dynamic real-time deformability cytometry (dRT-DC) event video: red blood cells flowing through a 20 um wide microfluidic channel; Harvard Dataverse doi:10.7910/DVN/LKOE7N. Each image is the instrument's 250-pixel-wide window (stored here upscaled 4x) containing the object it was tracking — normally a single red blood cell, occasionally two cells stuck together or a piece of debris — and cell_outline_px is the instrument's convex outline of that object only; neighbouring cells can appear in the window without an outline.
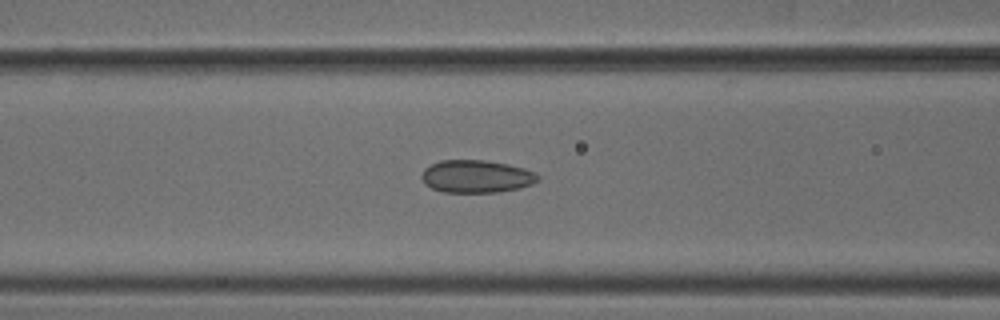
{"species": "common noctule bat (a hibernating species)", "species_latin": "Nyctalus noctula", "temperature_condition": "cold", "stored_images_in_passage": 51, "camera_frame_rate_fps": 3000, "um_per_image_px": 0.085, "animal": {"sex": "male", "body_mass_g": 18.8}, "frame": {"image": 1, "passage_image": 21, "time_ms": 6.667, "image_size_px": [1000, 320], "cell_outline_px": [[540, 180], [532, 184], [520, 188], [500, 192], [444, 192], [432, 188], [424, 184], [420, 176], [424, 168], [440, 160], [484, 160], [508, 164], [524, 168], [536, 172], [540, 176]], "centroid_in_image_um": [40.51, 14.99], "position_along_channel_um": 126.1, "area_um2": 22.37}}
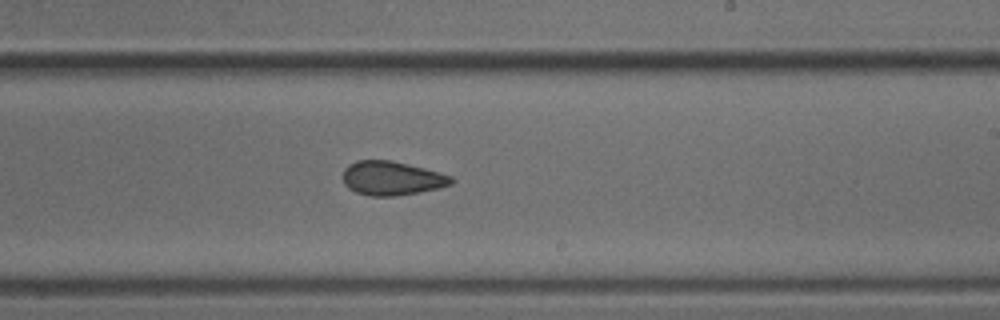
{"frame": {"image": 2, "passage_image": 31, "time_ms": 10.0, "image_size_px": [1000, 320], "cell_outline_px": [[456, 180], [452, 184], [440, 188], [420, 192], [396, 196], [368, 196], [356, 192], [348, 188], [344, 184], [344, 168], [348, 164], [356, 160], [392, 160], [440, 172], [452, 176]], "centroid_in_image_um": [33.32, 15.15], "position_along_channel_um": 255.7, "area_um2": 21.73}}
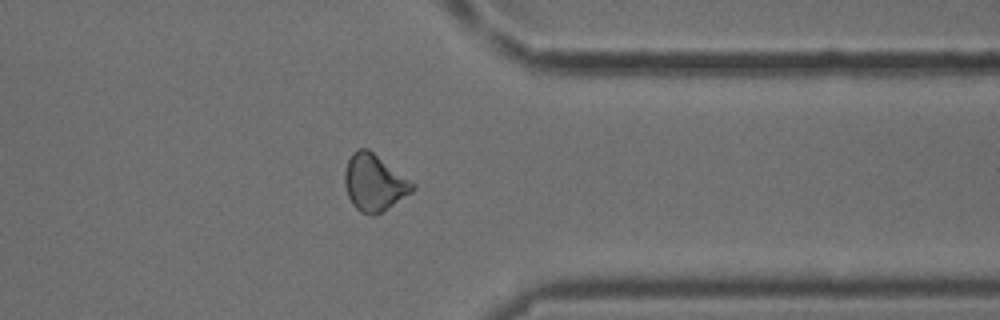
{"frame": {"image": 3, "passage_image": 41, "time_ms": 13.333, "image_size_px": [1000, 320], "cell_outline_px": [[416, 188], [412, 192], [376, 216], [372, 216], [360, 212], [352, 204], [348, 196], [344, 184], [344, 172], [348, 160], [352, 152], [356, 148], [368, 148], [416, 184]], "centroid_in_image_um": [31.8, 15.53], "position_along_channel_um": 379.6, "area_um2": 22.6}, "authors_computed_cell_mechanics": {"area_um2": 21.9062, "velocity_mm_per_s": 3.8836, "shape_relaxation_time_tau1_ms": 8.2744, "shape_relaxation_time_tau2_ms": 2.904, "deformation_change_tau1": 0.0838, "deformation_change_tau2": 0.062}}